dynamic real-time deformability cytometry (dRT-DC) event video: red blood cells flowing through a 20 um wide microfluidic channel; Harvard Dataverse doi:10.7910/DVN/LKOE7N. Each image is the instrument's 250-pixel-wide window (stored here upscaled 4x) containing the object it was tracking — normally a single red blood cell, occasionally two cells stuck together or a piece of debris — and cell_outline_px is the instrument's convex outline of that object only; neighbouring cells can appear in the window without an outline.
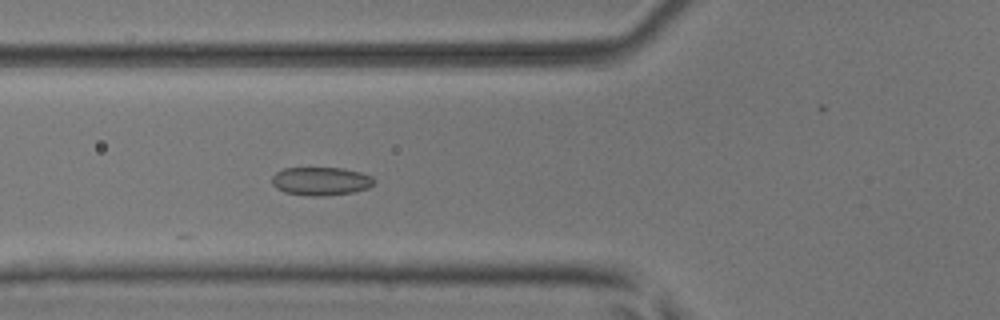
{"species": "common noctule bat (a hibernating species)", "species_latin": "Nyctalus noctula", "temperature_condition": "room temperature", "stored_images_in_passage": 35, "camera_frame_rate_fps": 3000, "um_per_image_px": 0.085, "animal": {"sex": "male", "body_mass_g": 17.9, "forearm_length_mm": 54.2}, "frame": {"image": 1, "passage_image": 3, "time_ms": 0.667, "image_size_px": [1000, 320], "cell_outline_px": [[376, 180], [368, 188], [352, 192], [324, 196], [308, 196], [284, 192], [276, 188], [272, 184], [272, 176], [276, 172], [284, 168], [344, 168], [360, 172], [372, 176]], "centroid_in_image_um": [27.26, 15.4], "position_along_channel_um": 98.5, "area_um2": 16.94}}
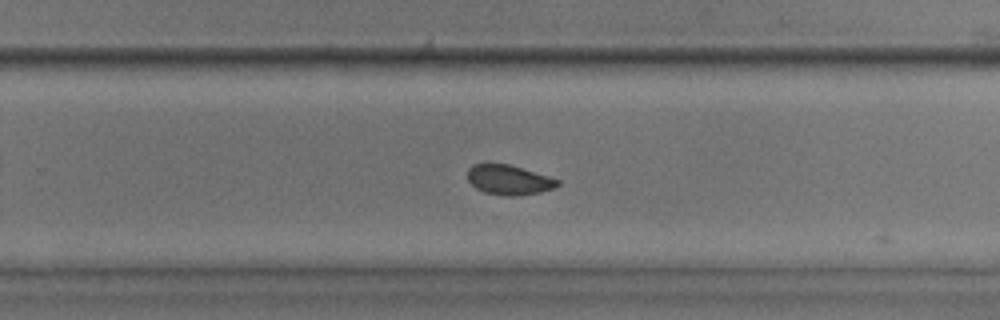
{"frame": {"image": 2, "passage_image": 17, "time_ms": 5.333, "image_size_px": [1000, 320], "cell_outline_px": [[560, 184], [556, 188], [540, 192], [516, 196], [508, 196], [484, 192], [476, 188], [468, 180], [468, 168], [472, 164], [488, 160], [508, 164], [548, 176], [560, 180]], "centroid_in_image_um": [43.22, 15.25], "position_along_channel_um": 286.6, "area_um2": 16.07}}
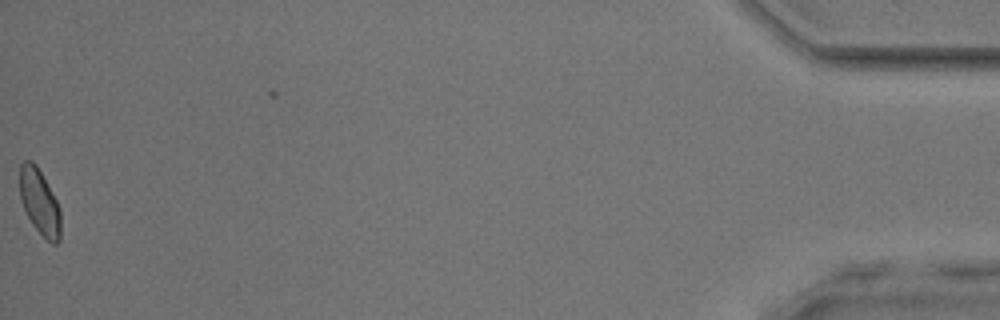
{"frame": {"image": 3, "passage_image": 35, "time_ms": 11.333, "image_size_px": [1000, 320], "cell_outline_px": [[60, 240], [56, 244], [52, 244], [32, 224], [20, 200], [20, 164], [24, 160], [32, 160], [36, 164], [56, 200], [60, 208]], "centroid_in_image_um": [3.36, 17.16], "position_along_channel_um": 431.8, "area_um2": 15.43}, "authors_computed_cell_mechanics": {"area_um2": 16.2418, "velocity_mm_per_s": 4.0472, "shape_relaxation_time_tau1_ms": null, "shape_relaxation_time_tau2_ms": 1.5871, "deformation_change_tau1": null, "deformation_change_tau2": 0.0519}}